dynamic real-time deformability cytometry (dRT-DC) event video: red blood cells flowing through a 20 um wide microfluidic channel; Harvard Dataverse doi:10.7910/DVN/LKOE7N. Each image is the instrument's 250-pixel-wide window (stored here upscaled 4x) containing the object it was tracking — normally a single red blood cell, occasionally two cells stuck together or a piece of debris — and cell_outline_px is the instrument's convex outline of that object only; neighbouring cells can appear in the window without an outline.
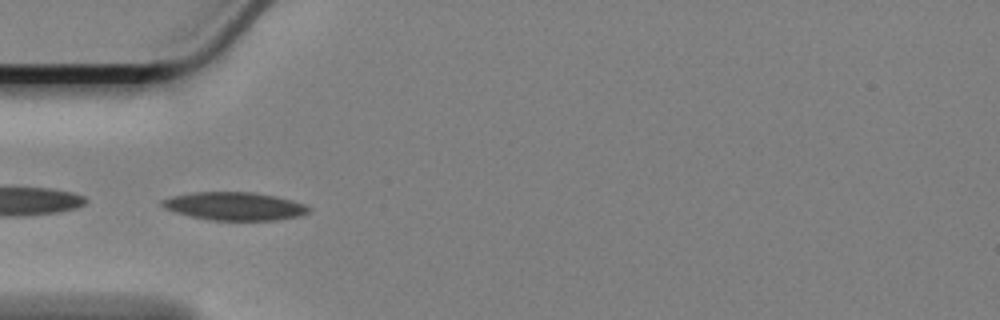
{"species": "Egyptian fruit bat (a non-hibernating species)", "species_latin": "Rousettus aegyptiacus", "temperature_condition": "cold", "stored_images_in_passage": 45, "camera_frame_rate_fps": 3000, "um_per_image_px": 0.085, "animal": {"sex": "female"}, "frame": {"image": 1, "passage_image": 8, "time_ms": 2.333, "image_size_px": [1000, 320], "cell_outline_px": [[312, 208], [308, 212], [300, 216], [276, 220], [208, 220], [176, 212], [164, 208], [160, 204], [160, 200], [172, 196], [192, 192], [252, 192], [276, 196], [292, 200], [304, 204]], "centroid_in_image_um": [19.93, 17.52], "position_along_channel_um": 65.1, "area_um2": 24.04}}
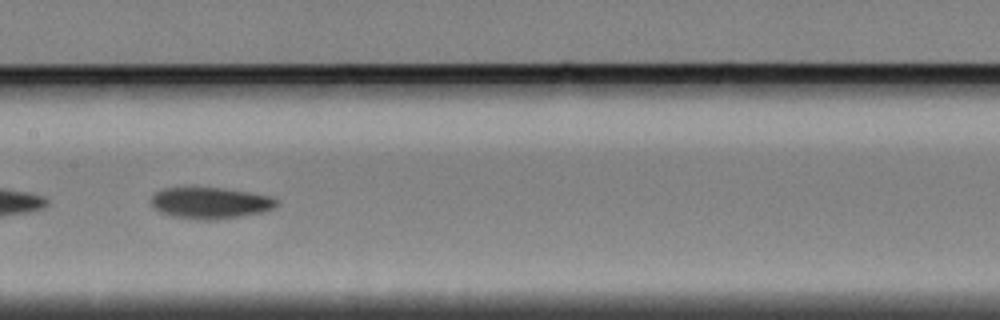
{"frame": {"image": 2, "passage_image": 19, "time_ms": 6.0, "image_size_px": [1000, 320], "cell_outline_px": [[280, 204], [276, 208], [264, 212], [216, 220], [196, 220], [172, 216], [160, 212], [152, 208], [148, 200], [156, 192], [164, 188], [220, 188], [248, 192], [272, 196], [280, 200]], "centroid_in_image_um": [17.89, 17.27], "position_along_channel_um": 189.5, "area_um2": 23.35}}
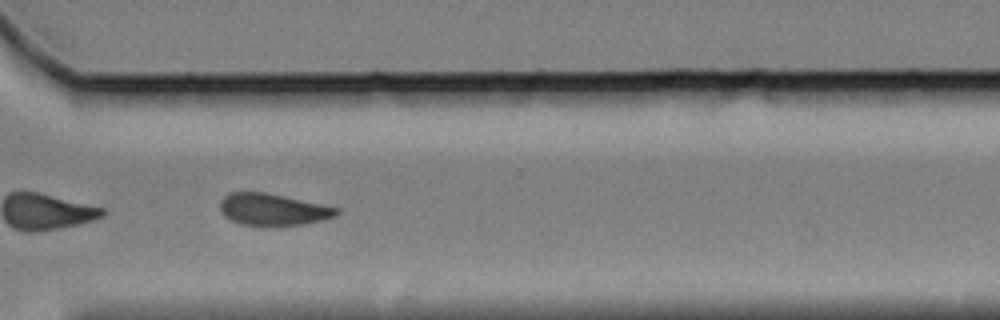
{"frame": {"image": 3, "passage_image": 33, "time_ms": 10.667, "image_size_px": [1000, 320], "cell_outline_px": [[340, 212], [336, 216], [324, 220], [304, 224], [276, 228], [260, 228], [240, 224], [228, 220], [220, 212], [220, 200], [224, 196], [232, 192], [264, 192], [284, 196], [340, 208]], "centroid_in_image_um": [23.18, 17.86], "position_along_channel_um": 347.4, "area_um2": 22.54}, "authors_computed_cell_mechanics": {"area_um2": 22.9466, "velocity_mm_per_s": 3.3862, "shape_relaxation_time_tau1_ms": 5.615, "shape_relaxation_time_tau2_ms": 6.2688, "deformation_change_tau1": 0.1232, "deformation_change_tau2": 0.1135}}